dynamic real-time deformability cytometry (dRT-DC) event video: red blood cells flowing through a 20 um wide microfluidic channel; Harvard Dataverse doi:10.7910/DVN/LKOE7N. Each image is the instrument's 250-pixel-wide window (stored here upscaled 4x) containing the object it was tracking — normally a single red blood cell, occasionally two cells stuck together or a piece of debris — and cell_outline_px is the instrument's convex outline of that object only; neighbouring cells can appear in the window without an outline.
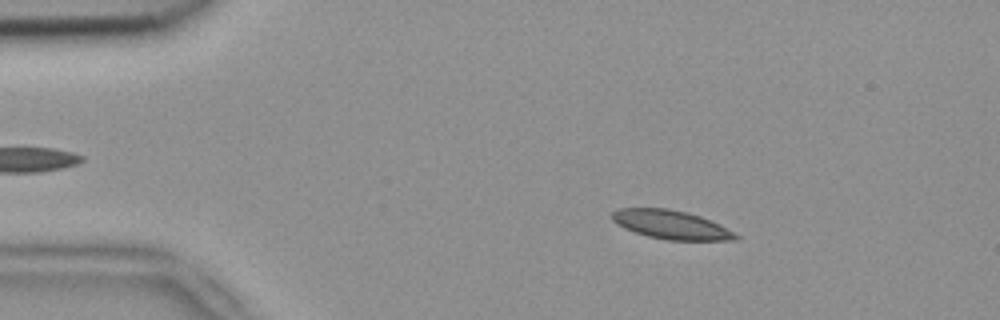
{"species": "common noctule bat (a hibernating species)", "species_latin": "Nyctalus noctula", "temperature_condition": "room temperature", "stored_images_in_passage": 4, "camera_frame_rate_fps": 3000, "um_per_image_px": 0.085, "animal": {"sex": "female", "body_mass_g": 18.4}, "frame": {"image": 1, "passage_image": 1, "time_ms": 0.0, "image_size_px": [1000, 320], "cell_outline_px": [[740, 240], [668, 240], [648, 236], [624, 228], [616, 224], [612, 220], [612, 212], [620, 208], [668, 208], [688, 212], [700, 216], [720, 224], [740, 236]], "centroid_in_image_um": [57.06, 19.09], "position_along_channel_um": 27.9, "area_um2": 20.75}}
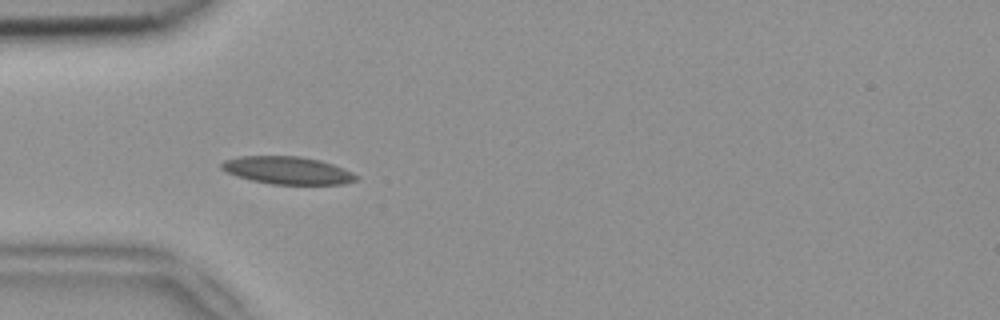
{"frame": {"image": 2, "passage_image": 3, "time_ms": 0.667, "image_size_px": [1000, 320], "cell_outline_px": [[360, 176], [356, 180], [344, 184], [272, 184], [252, 180], [236, 176], [220, 168], [220, 164], [224, 160], [240, 156], [300, 156], [320, 160], [344, 168]], "centroid_in_image_um": [24.45, 14.48], "position_along_channel_um": 60.6, "area_um2": 21.68}}